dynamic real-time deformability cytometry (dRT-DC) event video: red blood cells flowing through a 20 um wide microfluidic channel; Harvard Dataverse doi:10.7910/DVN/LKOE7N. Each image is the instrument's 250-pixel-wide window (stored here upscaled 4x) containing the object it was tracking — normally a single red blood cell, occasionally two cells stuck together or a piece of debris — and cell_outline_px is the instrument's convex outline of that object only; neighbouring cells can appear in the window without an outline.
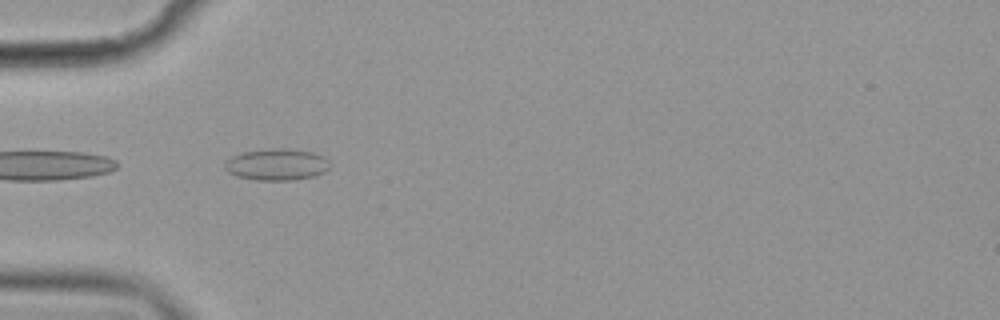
{"species": "common noctule bat (a hibernating species)", "species_latin": "Nyctalus noctula", "temperature_condition": "cold", "stored_images_in_passage": 39, "camera_frame_rate_fps": 3000, "um_per_image_px": 0.085, "animal": {"sex": "female", "body_mass_g": 19.9}, "frame": {"image": 1, "passage_image": 1, "time_ms": 0.0, "image_size_px": [1000, 320], "cell_outline_px": [[328, 168], [324, 172], [312, 176], [292, 180], [256, 180], [236, 176], [228, 172], [224, 168], [224, 164], [232, 156], [244, 152], [268, 148], [288, 148], [312, 152], [324, 156], [328, 160]], "centroid_in_image_um": [23.5, 13.97], "position_along_channel_um": 61.5, "area_um2": 19.31}}
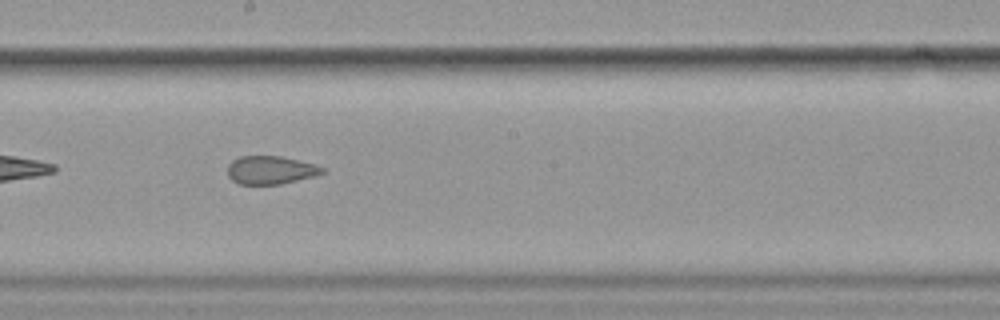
{"frame": {"image": 2, "passage_image": 15, "time_ms": 4.667, "image_size_px": [1000, 320], "cell_outline_px": [[324, 172], [316, 176], [280, 184], [240, 184], [232, 180], [228, 176], [228, 164], [232, 160], [240, 156], [280, 156], [312, 164], [324, 168]], "centroid_in_image_um": [22.97, 14.46], "position_along_channel_um": 225.2, "area_um2": 15.43}}
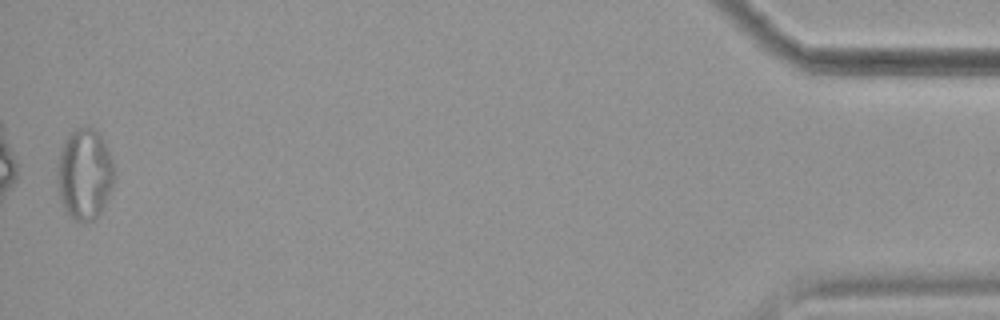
{"frame": {"image": 3, "passage_image": 39, "time_ms": 12.667, "image_size_px": [1000, 320], "cell_outline_px": [[116, 176], [112, 188], [100, 212], [92, 220], [76, 220], [64, 208], [60, 200], [56, 176], [56, 164], [60, 148], [68, 136], [76, 128], [92, 128], [100, 136], [112, 160], [116, 172]], "centroid_in_image_um": [7.17, 14.79], "position_along_channel_um": 428.0, "area_um2": 30.0}, "authors_computed_cell_mechanics": {"area_um2": 17.3978, "velocity_mm_per_s": 3.5847, "shape_relaxation_time_tau1_ms": null, "shape_relaxation_time_tau2_ms": 2.5377, "deformation_change_tau1": null, "deformation_change_tau2": 0.0714}}